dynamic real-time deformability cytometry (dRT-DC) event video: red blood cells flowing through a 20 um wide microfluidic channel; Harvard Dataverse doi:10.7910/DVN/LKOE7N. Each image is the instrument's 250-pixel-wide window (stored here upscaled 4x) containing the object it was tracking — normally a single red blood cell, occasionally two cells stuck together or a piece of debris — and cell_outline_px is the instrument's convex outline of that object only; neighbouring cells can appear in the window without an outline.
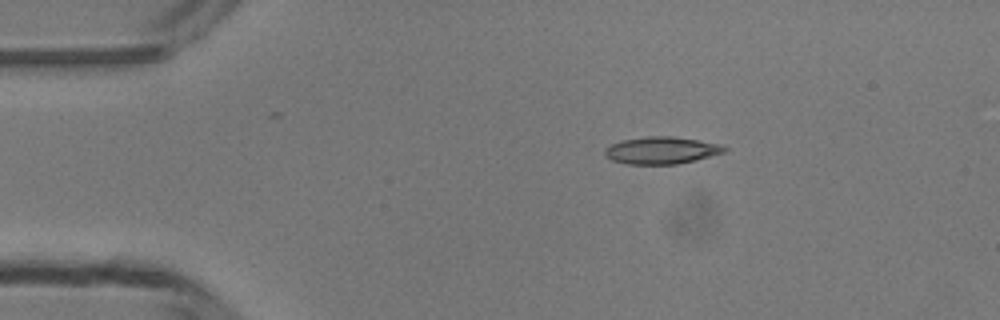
{"species": "common noctule bat (a hibernating species)", "species_latin": "Nyctalus noctula", "temperature_condition": "room temperature", "stored_images_in_passage": 41, "camera_frame_rate_fps": 3000, "um_per_image_px": 0.085, "animal": {"sex": "male", "body_mass_g": 13.3}, "frame": {"image": 1, "passage_image": 1, "time_ms": 0.0, "image_size_px": [1000, 320], "cell_outline_px": [[728, 148], [724, 152], [696, 160], [676, 164], [628, 164], [612, 160], [604, 156], [604, 148], [620, 140], [648, 136], [672, 136], [720, 144]], "centroid_in_image_um": [56.18, 12.78], "position_along_channel_um": 28.8, "area_um2": 18.9}}
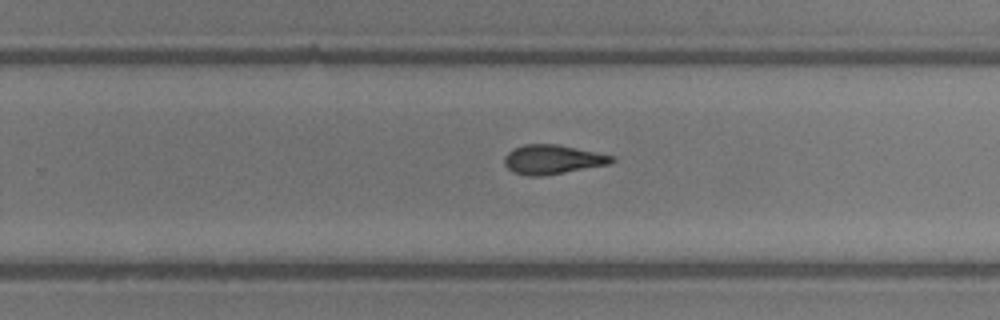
{"frame": {"image": 2, "passage_image": 23, "time_ms": 7.333, "image_size_px": [1000, 320], "cell_outline_px": [[616, 160], [608, 164], [544, 176], [528, 176], [512, 172], [504, 164], [504, 156], [512, 148], [524, 144], [556, 144], [616, 156]], "centroid_in_image_um": [46.94, 13.55], "position_along_channel_um": 282.9, "area_um2": 18.38}}
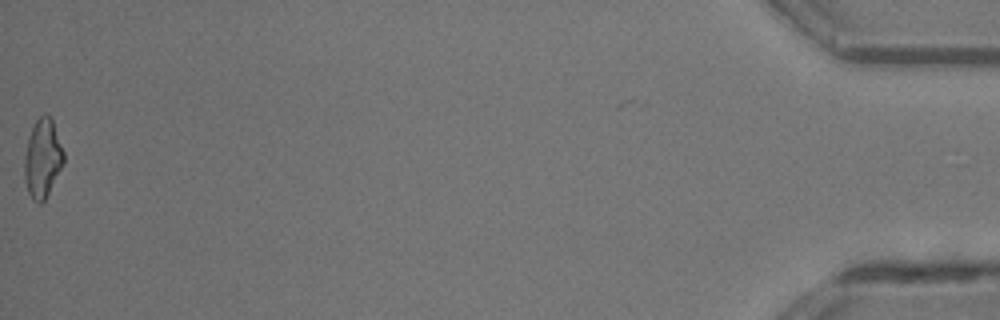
{"frame": {"image": 3, "passage_image": 41, "time_ms": 13.333, "image_size_px": [1000, 320], "cell_outline_px": [[64, 164], [44, 200], [40, 204], [32, 200], [28, 192], [24, 176], [24, 156], [28, 140], [32, 128], [36, 120], [44, 112], [52, 120], [64, 152]], "centroid_in_image_um": [3.62, 13.48], "position_along_channel_um": 431.6, "area_um2": 17.86}, "authors_computed_cell_mechanics": {"area_um2": 18.3804, "velocity_mm_per_s": 4.2369, "shape_relaxation_time_tau1_ms": null, "shape_relaxation_time_tau2_ms": 4.017, "deformation_change_tau1": null, "deformation_change_tau2": 0.142}}